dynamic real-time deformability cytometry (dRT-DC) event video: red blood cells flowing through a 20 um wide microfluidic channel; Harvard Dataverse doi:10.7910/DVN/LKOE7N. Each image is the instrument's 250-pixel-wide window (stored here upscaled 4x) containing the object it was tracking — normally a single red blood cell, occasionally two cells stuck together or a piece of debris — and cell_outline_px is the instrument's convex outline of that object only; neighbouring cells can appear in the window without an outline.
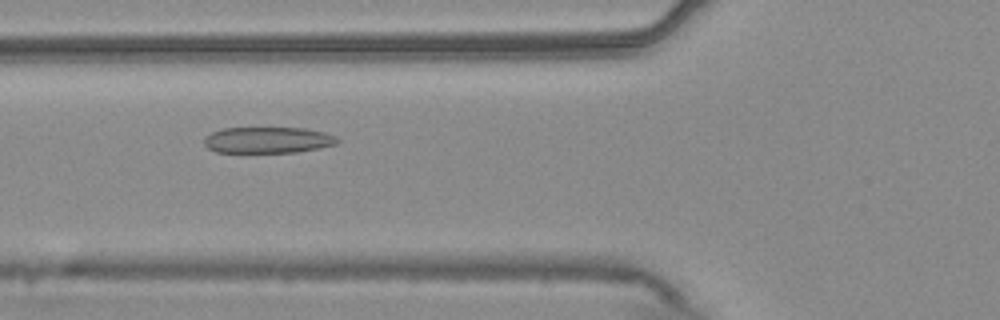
{"species": "common noctule bat (a hibernating species)", "species_latin": "Nyctalus noctula", "temperature_condition": "warm", "stored_images_in_passage": 41, "camera_frame_rate_fps": 3000, "um_per_image_px": 0.085, "animal": {"sex": "male", "body_mass_g": 20.4}, "frame": {"image": 1, "passage_image": 7, "time_ms": 2.0, "image_size_px": [1000, 320], "cell_outline_px": [[340, 140], [336, 144], [320, 148], [296, 152], [216, 152], [208, 148], [204, 144], [204, 136], [212, 132], [224, 128], [304, 128], [324, 132], [336, 136]], "centroid_in_image_um": [22.77, 11.9], "position_along_channel_um": 103.0, "area_um2": 20.35}}
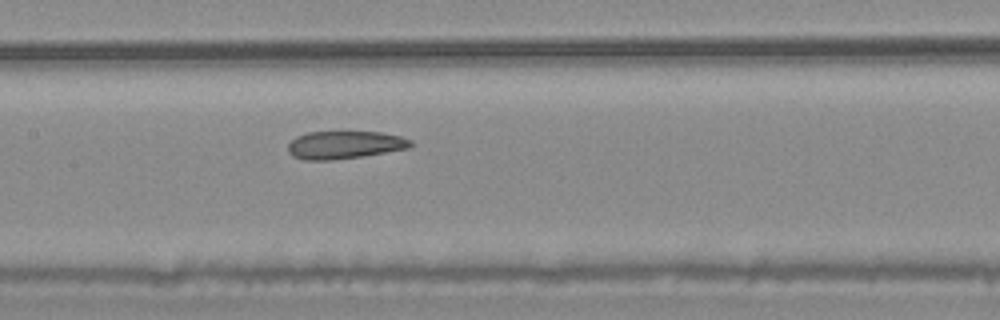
{"frame": {"image": 2, "passage_image": 13, "time_ms": 4.0, "image_size_px": [1000, 320], "cell_outline_px": [[412, 148], [364, 156], [332, 160], [304, 160], [292, 156], [288, 152], [288, 144], [296, 136], [308, 132], [380, 132], [400, 136], [412, 140]], "centroid_in_image_um": [29.31, 12.32], "position_along_channel_um": 178.1, "area_um2": 20.06}}
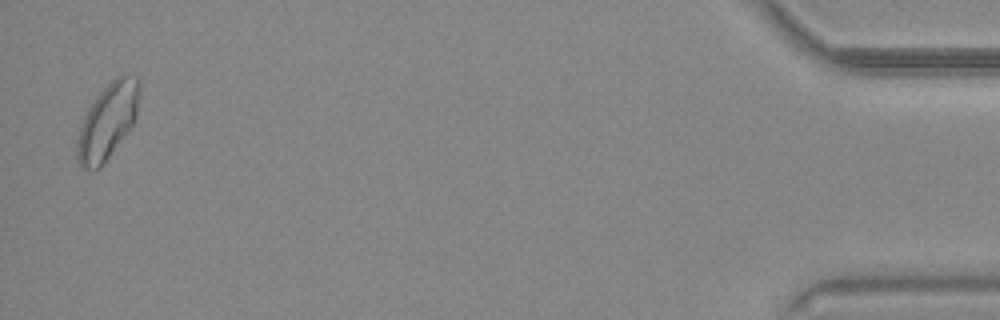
{"frame": {"image": 3, "passage_image": 40, "time_ms": 13.0, "image_size_px": [1000, 320], "cell_outline_px": [[140, 96], [136, 116], [132, 124], [100, 168], [80, 168], [76, 160], [76, 144], [80, 128], [84, 116], [88, 108], [96, 96], [116, 76], [136, 76], [140, 80]], "centroid_in_image_um": [9.14, 10.29], "position_along_channel_um": 426.1, "area_um2": 27.05}, "authors_computed_cell_mechanics": {"area_um2": 21.3282, "velocity_mm_per_s": 3.7252, "shape_relaxation_time_tau1_ms": null, "shape_relaxation_time_tau2_ms": 3.7666, "deformation_change_tau1": null, "deformation_change_tau2": 0.0978}}